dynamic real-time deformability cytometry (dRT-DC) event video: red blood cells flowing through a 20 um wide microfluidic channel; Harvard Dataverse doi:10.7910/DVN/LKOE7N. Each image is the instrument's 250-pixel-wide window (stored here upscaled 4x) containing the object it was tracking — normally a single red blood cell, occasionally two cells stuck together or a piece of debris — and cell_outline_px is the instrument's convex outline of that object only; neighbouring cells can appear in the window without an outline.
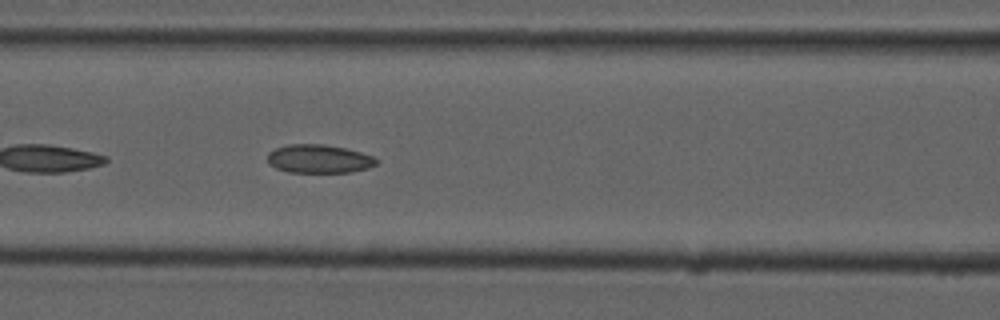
{"species": "common noctule bat (a hibernating species)", "species_latin": "Nyctalus noctula", "temperature_condition": "cold", "stored_images_in_passage": 44, "camera_frame_rate_fps": 3000, "um_per_image_px": 0.085, "animal": {"sex": "male", "forearm_length_mm": 52.5}, "frame": {"image": 1, "passage_image": 23, "time_ms": 7.333, "image_size_px": [1000, 320], "cell_outline_px": [[376, 164], [368, 168], [352, 172], [288, 172], [276, 168], [268, 164], [268, 152], [276, 148], [288, 144], [320, 144], [344, 148], [360, 152], [372, 156], [376, 160]], "centroid_in_image_um": [27.07, 13.5], "position_along_channel_um": 139.5, "area_um2": 17.92}}
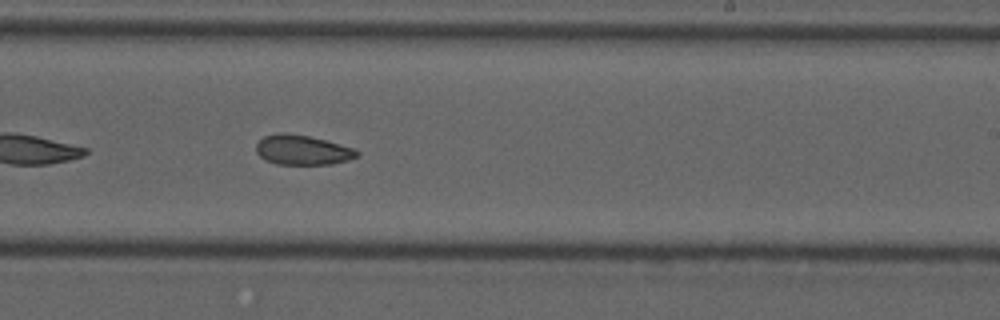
{"frame": {"image": 2, "passage_image": 33, "time_ms": 10.667, "image_size_px": [1000, 320], "cell_outline_px": [[360, 152], [356, 156], [348, 160], [332, 164], [276, 164], [264, 160], [256, 152], [256, 144], [264, 136], [280, 132], [284, 132], [308, 136], [356, 148]], "centroid_in_image_um": [25.69, 12.75], "position_along_channel_um": 263.3, "area_um2": 17.51}}
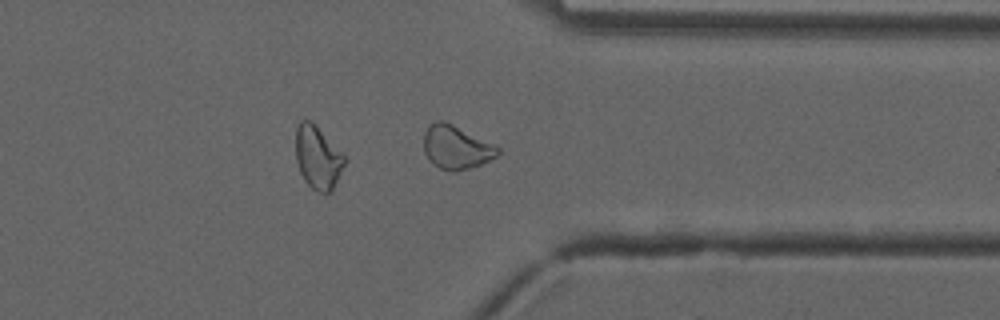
{"frame": {"image": 3, "passage_image": 42, "time_ms": 13.667, "image_size_px": [1000, 320], "cell_outline_px": [[500, 152], [496, 156], [480, 164], [456, 172], [452, 172], [440, 168], [432, 164], [428, 160], [424, 152], [424, 132], [428, 124], [436, 120], [444, 120], [500, 148]], "centroid_in_image_um": [38.71, 12.52], "position_along_channel_um": 372.7, "area_um2": 18.67}, "authors_computed_cell_mechanics": {"area_um2": 18.785, "velocity_mm_per_s": 3.7249, "shape_relaxation_time_tau1_ms": null, "shape_relaxation_time_tau2_ms": 7.3835, "deformation_change_tau1": null, "deformation_change_tau2": 0.1036}}